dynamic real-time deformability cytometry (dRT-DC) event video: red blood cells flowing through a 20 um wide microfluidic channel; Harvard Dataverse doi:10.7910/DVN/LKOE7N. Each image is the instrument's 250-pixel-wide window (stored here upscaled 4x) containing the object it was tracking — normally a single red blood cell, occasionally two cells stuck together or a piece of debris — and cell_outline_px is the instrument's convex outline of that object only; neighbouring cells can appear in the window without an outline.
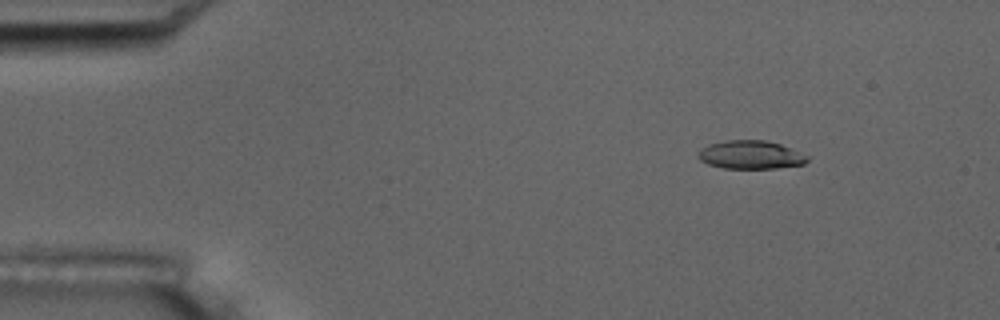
{"species": "common noctule bat (a hibernating species)", "species_latin": "Nyctalus noctula", "temperature_condition": "room temperature", "stored_images_in_passage": 7, "camera_frame_rate_fps": 3000, "um_per_image_px": 0.085, "animal": {"sex": "male", "body_mass_g": 17.5, "forearm_length_mm": 52.3}, "frame": {"image": 1, "passage_image": 3, "time_ms": 2.333, "image_size_px": [1000, 320], "cell_outline_px": [[808, 160], [804, 164], [776, 168], [724, 168], [708, 164], [700, 160], [696, 156], [708, 144], [724, 140], [764, 140], [780, 144], [808, 156]], "centroid_in_image_um": [63.79, 13.16], "position_along_channel_um": 21.2, "area_um2": 17.86}}